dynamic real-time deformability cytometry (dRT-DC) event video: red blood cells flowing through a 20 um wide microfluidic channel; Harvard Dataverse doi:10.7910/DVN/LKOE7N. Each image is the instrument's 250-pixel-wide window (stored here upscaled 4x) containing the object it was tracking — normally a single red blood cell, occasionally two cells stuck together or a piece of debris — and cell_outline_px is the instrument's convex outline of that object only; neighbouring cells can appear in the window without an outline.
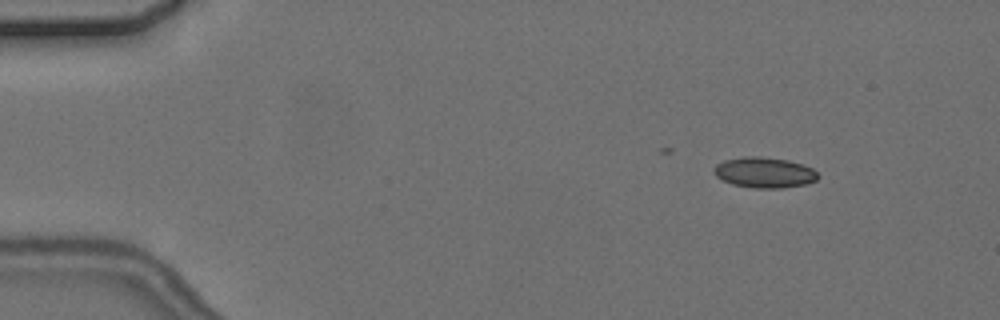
{"species": "common noctule bat (a hibernating species)", "species_latin": "Nyctalus noctula", "temperature_condition": "cold", "stored_images_in_passage": 6, "camera_frame_rate_fps": 3000, "um_per_image_px": 0.085, "animal": {"sex": "female", "body_mass_g": 24.6, "forearm_length_mm": 56.2}, "frame": {"image": 1, "passage_image": 2, "time_ms": 1.333, "image_size_px": [1000, 320], "cell_outline_px": [[820, 176], [816, 180], [804, 184], [780, 188], [756, 188], [732, 184], [716, 176], [716, 164], [724, 160], [744, 156], [760, 156], [788, 160], [812, 168]], "centroid_in_image_um": [64.99, 14.65], "position_along_channel_um": 20.0, "area_um2": 18.26}}
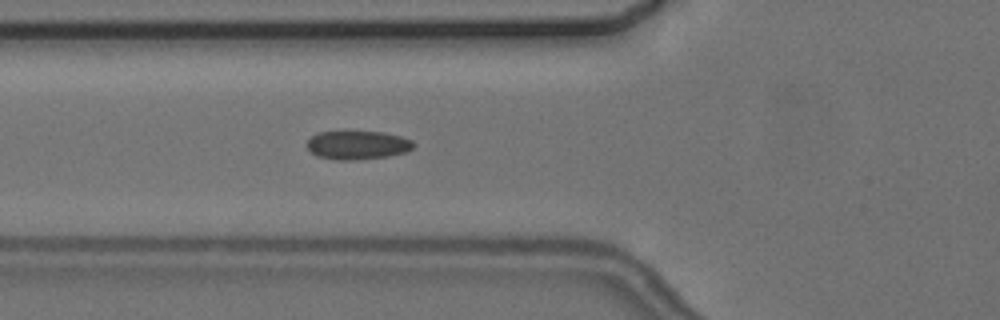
{"frame": {"image": 2, "passage_image": 6, "time_ms": 6.0, "image_size_px": [1000, 320], "cell_outline_px": [[416, 144], [408, 152], [388, 156], [356, 160], [336, 160], [316, 156], [304, 144], [316, 132], [384, 132], [400, 136], [412, 140]], "centroid_in_image_um": [30.39, 12.34], "position_along_channel_um": 95.4, "area_um2": 17.92}}